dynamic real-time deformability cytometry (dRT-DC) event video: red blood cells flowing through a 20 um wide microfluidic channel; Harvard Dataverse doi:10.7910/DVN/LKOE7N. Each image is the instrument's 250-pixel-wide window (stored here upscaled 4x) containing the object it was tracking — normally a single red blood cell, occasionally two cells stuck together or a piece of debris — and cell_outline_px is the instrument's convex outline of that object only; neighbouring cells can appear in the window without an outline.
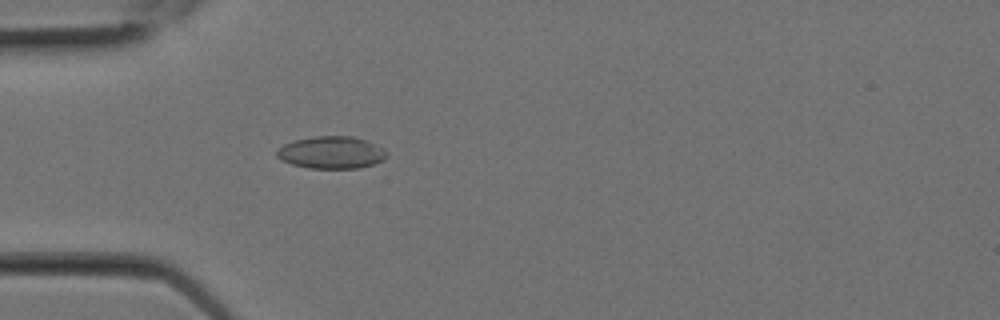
{"species": "Egyptian fruit bat (a non-hibernating species)", "species_latin": "Rousettus aegyptiacus", "temperature_condition": "room temperature", "stored_images_in_passage": 3, "camera_frame_rate_fps": 3000, "um_per_image_px": 0.085, "animal": {"sex": "female"}, "frame": {"image": 1, "passage_image": 3, "time_ms": 0.667, "image_size_px": [1000, 320], "cell_outline_px": [[388, 156], [384, 160], [360, 168], [308, 168], [292, 164], [280, 160], [276, 156], [276, 152], [284, 144], [296, 140], [312, 136], [352, 136], [364, 140], [384, 148], [388, 152]], "centroid_in_image_um": [28.18, 12.96], "position_along_channel_um": 56.8, "area_um2": 20.69}}